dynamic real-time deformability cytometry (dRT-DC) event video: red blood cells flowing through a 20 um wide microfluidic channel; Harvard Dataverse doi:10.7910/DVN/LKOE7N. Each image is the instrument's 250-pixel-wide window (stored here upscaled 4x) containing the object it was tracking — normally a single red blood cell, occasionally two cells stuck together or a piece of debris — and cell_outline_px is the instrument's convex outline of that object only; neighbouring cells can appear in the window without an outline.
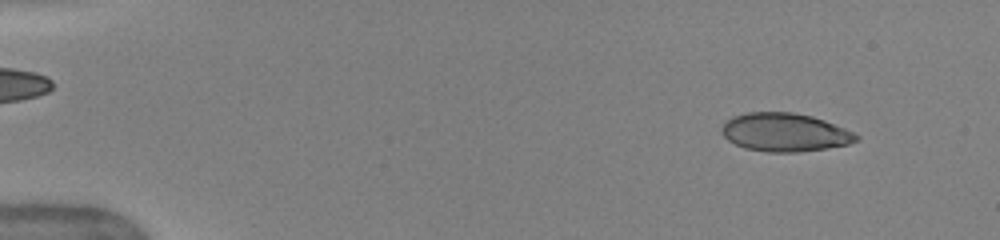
{"species": "human", "species_latin": "Homo sapiens", "temperature_condition": "warm", "stored_images_in_passage": 49, "camera_frame_rate_fps": 3000, "um_per_image_px": 0.085, "donor": {"sex": "female"}, "frame": {"image": 1, "passage_image": 4, "time_ms": 1.0, "image_size_px": [1000, 240], "cell_outline_px": [[860, 140], [848, 144], [828, 148], [796, 152], [768, 152], [744, 148], [728, 140], [720, 132], [720, 128], [732, 116], [744, 112], [792, 112], [812, 116], [824, 120], [856, 132], [860, 136]], "centroid_in_image_um": [66.73, 11.24], "position_along_channel_um": 18.3, "area_um2": 30.35}}
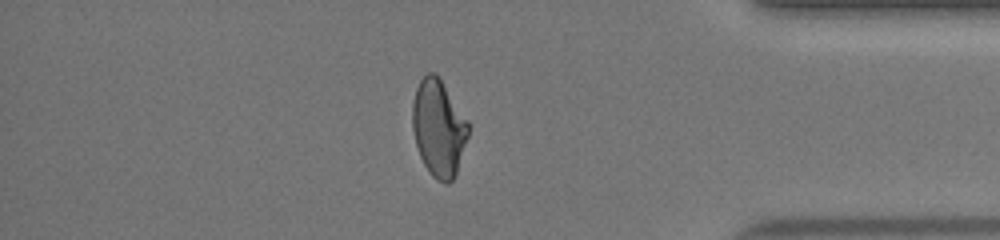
{"frame": {"image": 2, "passage_image": 42, "time_ms": 13.667, "image_size_px": [1000, 240], "cell_outline_px": [[468, 136], [456, 172], [452, 180], [448, 184], [444, 184], [436, 180], [428, 172], [420, 156], [416, 144], [412, 128], [412, 104], [416, 88], [420, 80], [428, 72], [436, 72], [440, 76], [468, 120]], "centroid_in_image_um": [37.27, 10.86], "position_along_channel_um": 397.9, "area_um2": 31.73}}
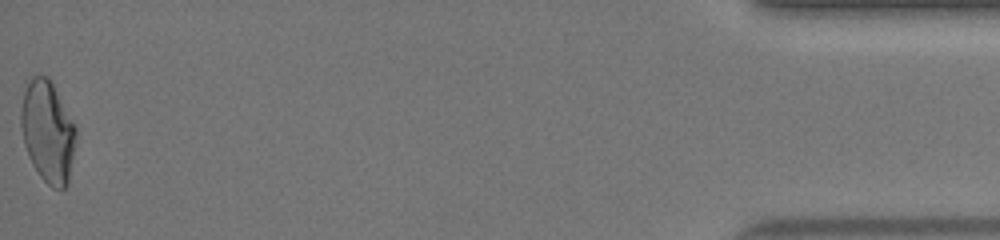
{"frame": {"image": 3, "passage_image": 49, "time_ms": 16.0, "image_size_px": [1000, 240], "cell_outline_px": [[76, 140], [68, 180], [64, 188], [52, 188], [40, 176], [32, 164], [28, 156], [24, 144], [20, 124], [20, 112], [24, 92], [32, 76], [48, 76], [72, 120], [76, 128]], "centroid_in_image_um": [4.04, 11.2], "position_along_channel_um": 431.2, "area_um2": 32.14}, "authors_computed_cell_mechanics": {"area_um2": 31.6166, "velocity_mm_per_s": 4.0919, "shape_relaxation_time_tau1_ms": 9.0636, "shape_relaxation_time_tau2_ms": 0.6906, "deformation_change_tau1": 0.2391, "deformation_change_tau2": 0.0863}}